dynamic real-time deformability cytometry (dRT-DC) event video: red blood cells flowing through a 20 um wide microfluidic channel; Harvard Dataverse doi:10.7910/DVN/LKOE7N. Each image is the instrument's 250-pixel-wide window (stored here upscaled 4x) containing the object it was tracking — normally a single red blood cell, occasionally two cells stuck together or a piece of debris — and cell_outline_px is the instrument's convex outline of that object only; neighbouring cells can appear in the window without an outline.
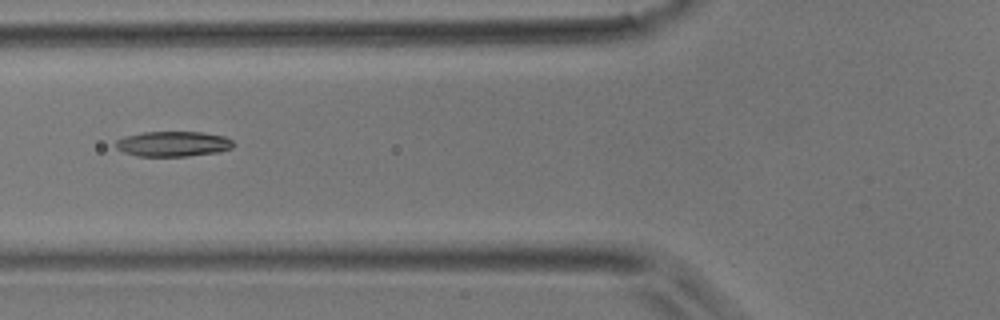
{"species": "common noctule bat (a hibernating species)", "species_latin": "Nyctalus noctula", "temperature_condition": "room temperature", "stored_images_in_passage": 5, "camera_frame_rate_fps": 3000, "um_per_image_px": 0.085, "animal": {"sex": "male", "body_mass_g": 17.9}, "frame": {"image": 1, "passage_image": 5, "time_ms": 1.333, "image_size_px": [1000, 320], "cell_outline_px": [[236, 144], [232, 148], [220, 152], [188, 156], [136, 156], [124, 152], [116, 148], [116, 140], [124, 136], [144, 132], [204, 132], [224, 136], [232, 140]], "centroid_in_image_um": [14.74, 12.23], "position_along_channel_um": 111.1, "area_um2": 17.46}}